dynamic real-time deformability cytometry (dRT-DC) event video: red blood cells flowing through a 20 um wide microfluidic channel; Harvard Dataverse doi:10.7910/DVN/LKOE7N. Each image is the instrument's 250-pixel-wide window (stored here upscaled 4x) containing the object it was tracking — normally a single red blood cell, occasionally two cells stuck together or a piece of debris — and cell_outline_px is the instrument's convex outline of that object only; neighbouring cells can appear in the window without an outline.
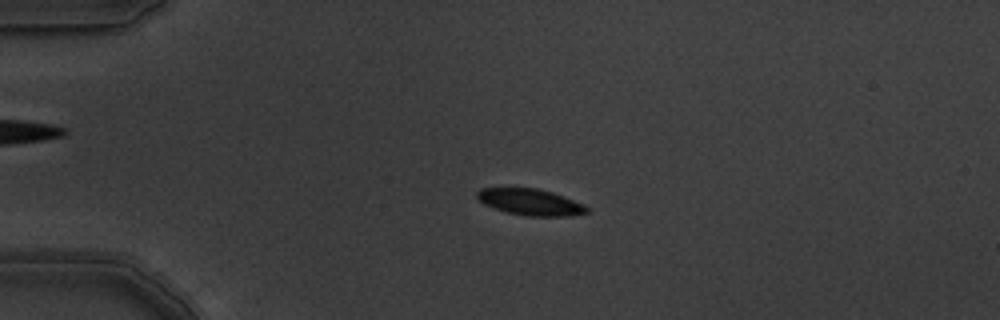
{"species": "common noctule bat (a hibernating species)", "species_latin": "Nyctalus noctula", "temperature_condition": "warm", "stored_images_in_passage": 5, "camera_frame_rate_fps": 3000, "um_per_image_px": 0.085, "animal": {"sex": "male", "body_mass_g": 19.5, "forearm_length_mm": 54.6}, "frame": {"image": 1, "passage_image": 4, "time_ms": 1.0, "image_size_px": [1000, 320], "cell_outline_px": [[588, 212], [572, 216], [524, 216], [508, 212], [484, 204], [476, 196], [476, 192], [480, 188], [536, 188], [552, 192], [584, 204], [588, 208]], "centroid_in_image_um": [45.09, 17.18], "position_along_channel_um": 39.9, "area_um2": 16.76}}